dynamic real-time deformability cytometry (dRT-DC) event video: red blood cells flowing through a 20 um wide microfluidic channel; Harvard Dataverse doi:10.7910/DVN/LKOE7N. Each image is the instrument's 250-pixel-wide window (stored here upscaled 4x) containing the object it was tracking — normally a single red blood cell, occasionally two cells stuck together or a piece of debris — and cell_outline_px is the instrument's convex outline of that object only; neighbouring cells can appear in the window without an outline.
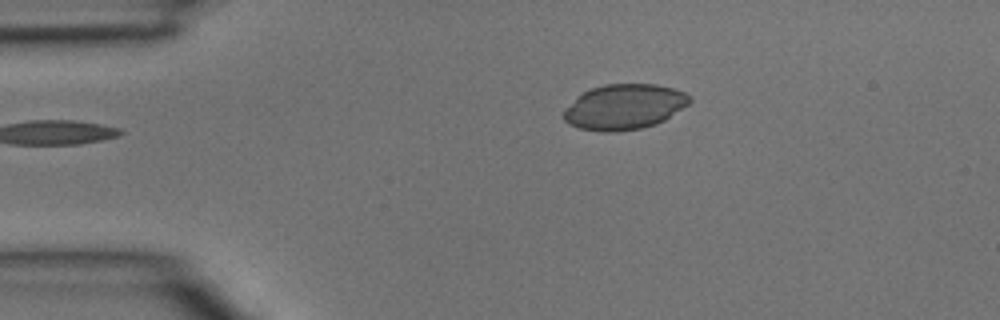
{"species": "common noctule bat (a hibernating species)", "species_latin": "Nyctalus noctula", "temperature_condition": "room temperature", "stored_images_in_passage": 2, "camera_frame_rate_fps": 3000, "um_per_image_px": 0.085, "animal": {"sex": "male", "body_mass_g": 15.6}, "frame": {"image": 1, "passage_image": 1, "time_ms": 0.0, "image_size_px": [1000, 320], "cell_outline_px": [[692, 100], [688, 104], [664, 120], [656, 124], [640, 128], [616, 132], [604, 132], [580, 128], [568, 124], [564, 120], [564, 108], [576, 96], [592, 88], [604, 84], [656, 84], [672, 88], [684, 92], [692, 96]], "centroid_in_image_um": [53.05, 9.08], "position_along_channel_um": 32.0, "area_um2": 33.29}}